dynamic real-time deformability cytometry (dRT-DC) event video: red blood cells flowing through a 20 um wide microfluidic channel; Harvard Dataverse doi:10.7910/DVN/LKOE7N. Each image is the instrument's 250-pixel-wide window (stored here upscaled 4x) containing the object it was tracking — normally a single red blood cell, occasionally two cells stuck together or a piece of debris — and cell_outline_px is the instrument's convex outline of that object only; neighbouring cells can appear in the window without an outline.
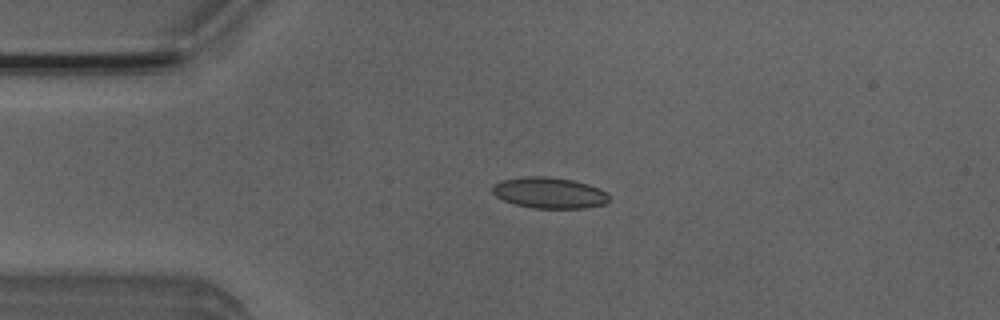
{"species": "Egyptian fruit bat (a non-hibernating species)", "species_latin": "Rousettus aegyptiacus", "temperature_condition": "room temperature", "stored_images_in_passage": 3, "camera_frame_rate_fps": 3000, "um_per_image_px": 0.085, "animal": {"sex": "male"}, "frame": {"image": 1, "passage_image": 2, "time_ms": 1.333, "image_size_px": [1000, 320], "cell_outline_px": [[608, 200], [604, 204], [584, 208], [532, 208], [516, 204], [504, 200], [496, 196], [492, 192], [492, 188], [500, 180], [524, 176], [548, 176], [572, 180], [588, 184], [600, 188], [608, 192]], "centroid_in_image_um": [46.7, 16.38], "position_along_channel_um": 38.3, "area_um2": 21.1}}